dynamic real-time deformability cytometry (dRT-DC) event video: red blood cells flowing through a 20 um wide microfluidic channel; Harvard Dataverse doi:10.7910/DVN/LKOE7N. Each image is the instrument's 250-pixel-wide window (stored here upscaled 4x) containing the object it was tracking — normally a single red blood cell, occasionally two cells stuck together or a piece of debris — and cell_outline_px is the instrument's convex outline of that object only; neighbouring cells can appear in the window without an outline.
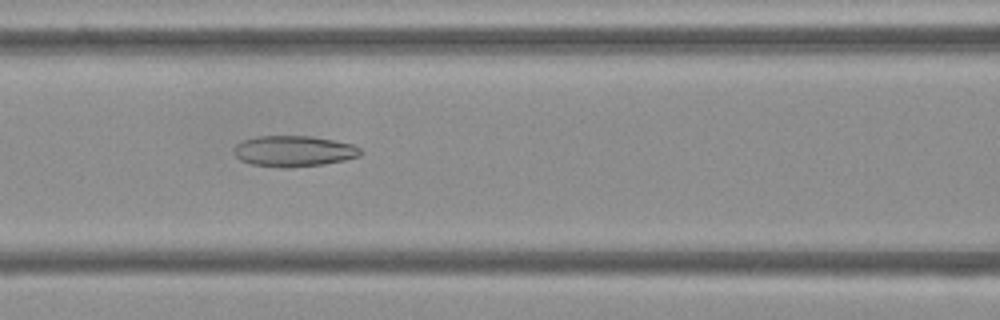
{"species": "Egyptian fruit bat (a non-hibernating species)", "species_latin": "Rousettus aegyptiacus", "temperature_condition": "cold", "stored_images_in_passage": 54, "camera_frame_rate_fps": 3000, "um_per_image_px": 0.085, "frame": {"image": 1, "passage_image": 23, "time_ms": 7.333, "image_size_px": [1000, 320], "cell_outline_px": [[364, 152], [360, 156], [344, 160], [324, 164], [288, 168], [280, 168], [252, 164], [240, 160], [232, 152], [236, 144], [244, 140], [256, 136], [312, 136], [336, 140], [352, 144], [360, 148]], "centroid_in_image_um": [24.98, 12.85], "position_along_channel_um": 141.6, "area_um2": 23.06}}
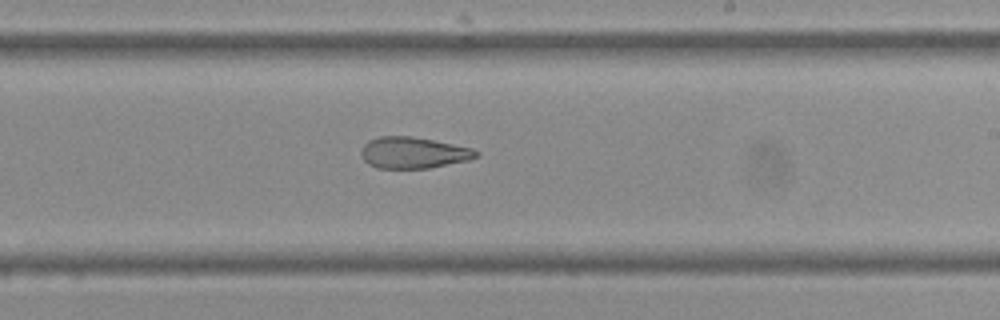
{"frame": {"image": 2, "passage_image": 32, "time_ms": 10.333, "image_size_px": [1000, 320], "cell_outline_px": [[480, 156], [468, 160], [428, 168], [376, 168], [368, 164], [364, 160], [360, 152], [364, 144], [368, 140], [380, 136], [412, 136], [472, 148], [480, 152]], "centroid_in_image_um": [35.12, 12.98], "position_along_channel_um": 253.9, "area_um2": 20.98}}
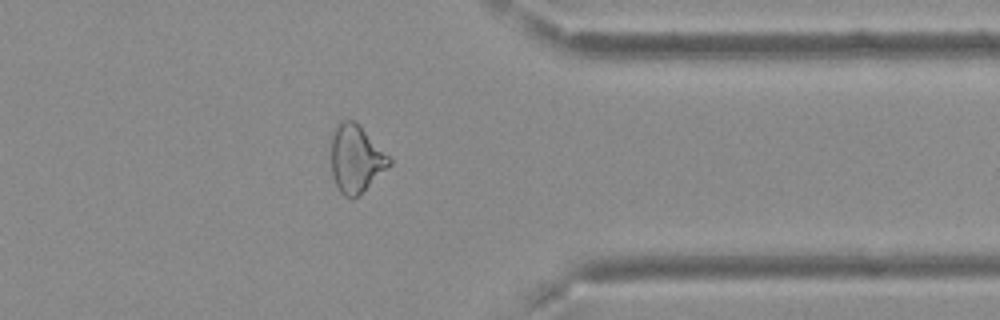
{"frame": {"image": 3, "passage_image": 43, "time_ms": 14.0, "image_size_px": [1000, 320], "cell_outline_px": [[392, 164], [352, 200], [344, 196], [340, 192], [332, 176], [332, 132], [340, 120], [356, 120], [360, 124], [392, 160]], "centroid_in_image_um": [30.25, 13.47], "position_along_channel_um": 381.2, "area_um2": 22.77}, "authors_computed_cell_mechanics": {"area_um2": 24.8251, "velocity_mm_per_s": 3.743, "shape_relaxation_time_tau1_ms": null, "shape_relaxation_time_tau2_ms": 3.8294, "deformation_change_tau1": null, "deformation_change_tau2": 0.1349}}